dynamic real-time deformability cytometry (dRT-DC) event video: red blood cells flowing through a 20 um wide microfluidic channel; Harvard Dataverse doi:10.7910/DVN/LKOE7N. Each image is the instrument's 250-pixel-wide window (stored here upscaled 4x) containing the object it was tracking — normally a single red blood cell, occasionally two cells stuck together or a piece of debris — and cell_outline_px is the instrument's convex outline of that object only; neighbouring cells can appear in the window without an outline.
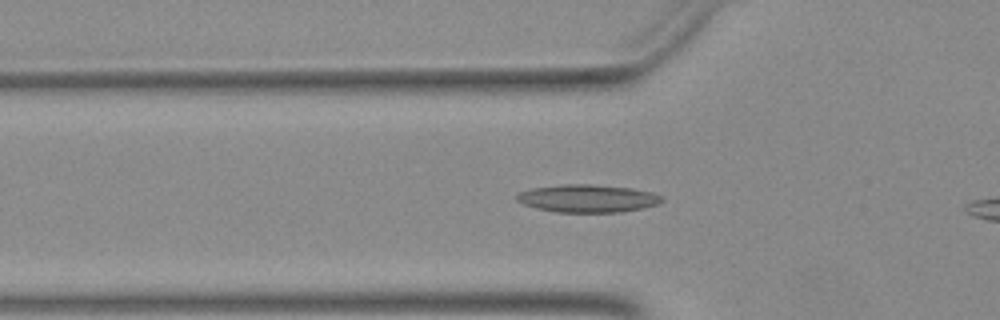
{"species": "Egyptian fruit bat (a non-hibernating species)", "species_latin": "Rousettus aegyptiacus", "temperature_condition": "warm", "stored_images_in_passage": 34, "camera_frame_rate_fps": 3000, "um_per_image_px": 0.085, "animal": {"sex": "female"}, "frame": {"image": 1, "passage_image": 9, "time_ms": 2.667, "image_size_px": [1000, 320], "cell_outline_px": [[664, 200], [660, 204], [620, 212], [556, 212], [536, 208], [524, 204], [516, 200], [516, 196], [520, 192], [532, 188], [564, 184], [592, 184], [632, 188], [652, 192], [664, 196]], "centroid_in_image_um": [49.98, 16.86], "position_along_channel_um": 75.8, "area_um2": 23.52}}
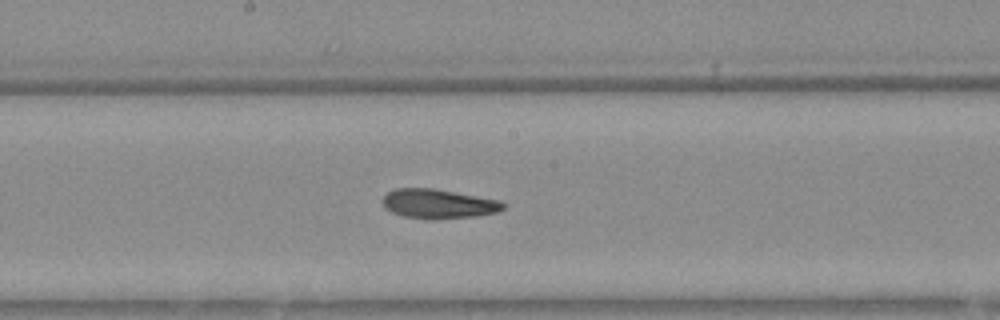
{"frame": {"image": 2, "passage_image": 19, "time_ms": 6.0, "image_size_px": [1000, 320], "cell_outline_px": [[504, 208], [496, 212], [476, 216], [404, 216], [392, 212], [384, 208], [380, 200], [388, 192], [396, 188], [432, 188], [500, 200], [504, 204]], "centroid_in_image_um": [37.22, 17.27], "position_along_channel_um": 211.0, "area_um2": 19.65}}
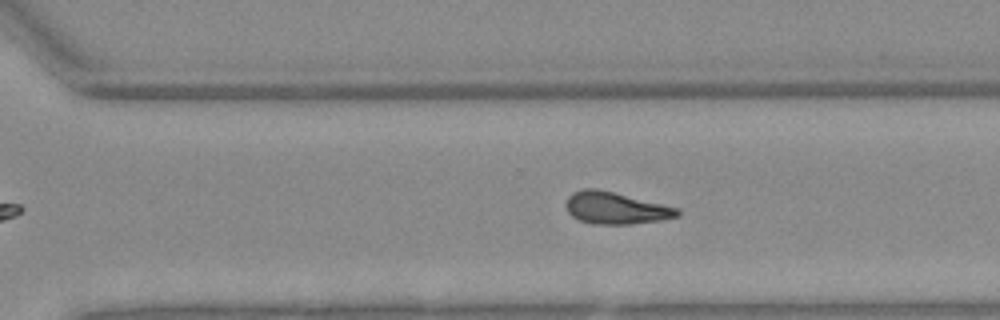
{"frame": {"image": 3, "passage_image": 27, "time_ms": 8.667, "image_size_px": [1000, 320], "cell_outline_px": [[680, 216], [660, 220], [628, 224], [592, 224], [580, 220], [572, 216], [568, 212], [568, 196], [572, 192], [584, 188], [596, 188], [680, 208]], "centroid_in_image_um": [52.36, 17.68], "position_along_channel_um": 318.2, "area_um2": 20.58}}